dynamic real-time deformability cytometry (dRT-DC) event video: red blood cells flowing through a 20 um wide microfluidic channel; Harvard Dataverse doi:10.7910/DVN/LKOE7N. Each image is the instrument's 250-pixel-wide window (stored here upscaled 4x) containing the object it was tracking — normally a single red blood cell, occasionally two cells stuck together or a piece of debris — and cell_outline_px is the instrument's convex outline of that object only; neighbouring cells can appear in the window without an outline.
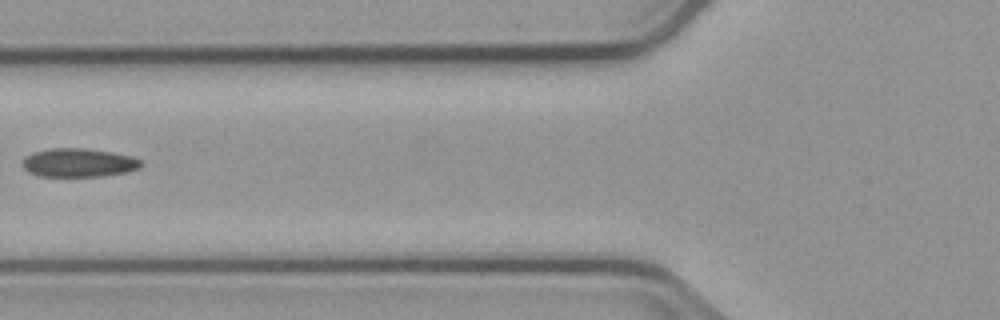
{"species": "common noctule bat (a hibernating species)", "species_latin": "Nyctalus noctula", "temperature_condition": "cold", "stored_images_in_passage": 6, "camera_frame_rate_fps": 3000, "um_per_image_px": 0.085, "animal": {"sex": "male", "body_mass_g": 23.1, "forearm_length_mm": 52.7}, "frame": {"image": 1, "passage_image": 5, "time_ms": 5.0, "image_size_px": [1000, 320], "cell_outline_px": [[144, 164], [140, 168], [128, 172], [104, 176], [40, 176], [28, 172], [20, 164], [24, 156], [32, 152], [52, 148], [84, 148], [112, 152], [132, 156], [140, 160]], "centroid_in_image_um": [6.68, 13.83], "position_along_channel_um": 119.1, "area_um2": 20.06}}
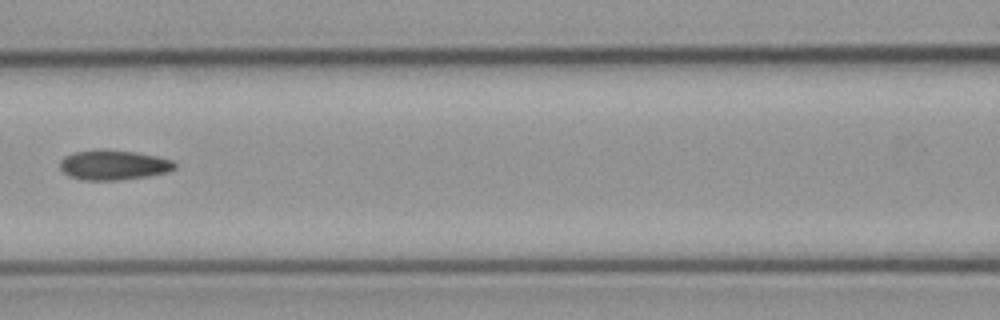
{"frame": {"image": 2, "passage_image": 6, "time_ms": 6.0, "image_size_px": [1000, 320], "cell_outline_px": [[176, 168], [168, 172], [148, 176], [116, 180], [84, 180], [68, 176], [60, 168], [60, 160], [64, 156], [76, 152], [96, 148], [104, 148], [136, 152], [156, 156], [172, 160], [176, 164]], "centroid_in_image_um": [9.64, 14.0], "position_along_channel_um": 157.0, "area_um2": 20.23}}